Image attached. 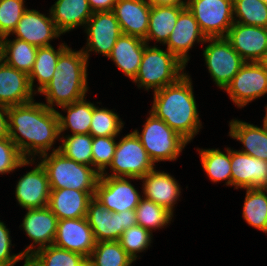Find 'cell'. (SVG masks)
Wrapping results in <instances>:
<instances>
[{"label": "cell", "instance_id": "6da1fadb", "mask_svg": "<svg viewBox=\"0 0 267 266\" xmlns=\"http://www.w3.org/2000/svg\"><path fill=\"white\" fill-rule=\"evenodd\" d=\"M8 116L10 139L25 159H37L59 150V146L54 145L60 141L56 110L33 100L8 107Z\"/></svg>", "mask_w": 267, "mask_h": 266}, {"label": "cell", "instance_id": "7a4b0ae2", "mask_svg": "<svg viewBox=\"0 0 267 266\" xmlns=\"http://www.w3.org/2000/svg\"><path fill=\"white\" fill-rule=\"evenodd\" d=\"M150 112L191 143L203 127L196 103L193 81L185 73L176 82L153 93Z\"/></svg>", "mask_w": 267, "mask_h": 266}, {"label": "cell", "instance_id": "3957f363", "mask_svg": "<svg viewBox=\"0 0 267 266\" xmlns=\"http://www.w3.org/2000/svg\"><path fill=\"white\" fill-rule=\"evenodd\" d=\"M88 66L89 62L83 51L68 46L58 58L51 81L39 93L46 99L42 103L57 110L85 98L89 90Z\"/></svg>", "mask_w": 267, "mask_h": 266}, {"label": "cell", "instance_id": "277c9868", "mask_svg": "<svg viewBox=\"0 0 267 266\" xmlns=\"http://www.w3.org/2000/svg\"><path fill=\"white\" fill-rule=\"evenodd\" d=\"M146 45L137 75L132 81L137 88L156 92L176 82L186 73V65L167 48Z\"/></svg>", "mask_w": 267, "mask_h": 266}, {"label": "cell", "instance_id": "5b68a950", "mask_svg": "<svg viewBox=\"0 0 267 266\" xmlns=\"http://www.w3.org/2000/svg\"><path fill=\"white\" fill-rule=\"evenodd\" d=\"M44 167L51 189L88 191L93 197L100 174L92 167L78 163L54 151L37 157Z\"/></svg>", "mask_w": 267, "mask_h": 266}, {"label": "cell", "instance_id": "8992f818", "mask_svg": "<svg viewBox=\"0 0 267 266\" xmlns=\"http://www.w3.org/2000/svg\"><path fill=\"white\" fill-rule=\"evenodd\" d=\"M142 124L141 132L134 129L150 160L158 162L176 161L189 143L171 129L162 119L150 111Z\"/></svg>", "mask_w": 267, "mask_h": 266}, {"label": "cell", "instance_id": "52a82bcc", "mask_svg": "<svg viewBox=\"0 0 267 266\" xmlns=\"http://www.w3.org/2000/svg\"><path fill=\"white\" fill-rule=\"evenodd\" d=\"M155 167L140 139L132 131L117 141L109 170L106 169L100 176L142 178Z\"/></svg>", "mask_w": 267, "mask_h": 266}, {"label": "cell", "instance_id": "ba28073f", "mask_svg": "<svg viewBox=\"0 0 267 266\" xmlns=\"http://www.w3.org/2000/svg\"><path fill=\"white\" fill-rule=\"evenodd\" d=\"M203 60L214 84L225 90L245 61L225 37L206 38ZM208 44V45H207Z\"/></svg>", "mask_w": 267, "mask_h": 266}, {"label": "cell", "instance_id": "9c48e42d", "mask_svg": "<svg viewBox=\"0 0 267 266\" xmlns=\"http://www.w3.org/2000/svg\"><path fill=\"white\" fill-rule=\"evenodd\" d=\"M206 38L225 37L234 23L233 0H186Z\"/></svg>", "mask_w": 267, "mask_h": 266}, {"label": "cell", "instance_id": "30bf717a", "mask_svg": "<svg viewBox=\"0 0 267 266\" xmlns=\"http://www.w3.org/2000/svg\"><path fill=\"white\" fill-rule=\"evenodd\" d=\"M230 100L239 109L267 94V68L263 62H245L225 88Z\"/></svg>", "mask_w": 267, "mask_h": 266}, {"label": "cell", "instance_id": "8fae6325", "mask_svg": "<svg viewBox=\"0 0 267 266\" xmlns=\"http://www.w3.org/2000/svg\"><path fill=\"white\" fill-rule=\"evenodd\" d=\"M86 219L96 242L118 241L127 228L137 224L135 210L111 212L94 197L89 201Z\"/></svg>", "mask_w": 267, "mask_h": 266}, {"label": "cell", "instance_id": "7c38bea8", "mask_svg": "<svg viewBox=\"0 0 267 266\" xmlns=\"http://www.w3.org/2000/svg\"><path fill=\"white\" fill-rule=\"evenodd\" d=\"M135 180L140 178L100 176L94 198L111 212L135 210L143 197L131 182Z\"/></svg>", "mask_w": 267, "mask_h": 266}, {"label": "cell", "instance_id": "4fadbf2b", "mask_svg": "<svg viewBox=\"0 0 267 266\" xmlns=\"http://www.w3.org/2000/svg\"><path fill=\"white\" fill-rule=\"evenodd\" d=\"M84 32L86 33L87 42L81 50L88 62L92 52L94 54H102L107 58L116 40L122 34L121 27L113 11L93 12L85 25Z\"/></svg>", "mask_w": 267, "mask_h": 266}, {"label": "cell", "instance_id": "5bb4252c", "mask_svg": "<svg viewBox=\"0 0 267 266\" xmlns=\"http://www.w3.org/2000/svg\"><path fill=\"white\" fill-rule=\"evenodd\" d=\"M58 218L48 206L26 209L22 223L19 225L31 242L21 252L23 255H33L36 251L53 245L57 232Z\"/></svg>", "mask_w": 267, "mask_h": 266}, {"label": "cell", "instance_id": "9a60e30c", "mask_svg": "<svg viewBox=\"0 0 267 266\" xmlns=\"http://www.w3.org/2000/svg\"><path fill=\"white\" fill-rule=\"evenodd\" d=\"M34 164L33 169L20 176L14 188L16 202L23 210L43 208L49 204L51 188L47 173L38 160L34 159Z\"/></svg>", "mask_w": 267, "mask_h": 266}, {"label": "cell", "instance_id": "2e32d148", "mask_svg": "<svg viewBox=\"0 0 267 266\" xmlns=\"http://www.w3.org/2000/svg\"><path fill=\"white\" fill-rule=\"evenodd\" d=\"M225 39L245 62H263L267 56V28L234 22Z\"/></svg>", "mask_w": 267, "mask_h": 266}, {"label": "cell", "instance_id": "e0dca14e", "mask_svg": "<svg viewBox=\"0 0 267 266\" xmlns=\"http://www.w3.org/2000/svg\"><path fill=\"white\" fill-rule=\"evenodd\" d=\"M26 41L36 47L52 45L51 42L61 38L62 34L56 28L50 12L44 14L40 10L27 9L11 36Z\"/></svg>", "mask_w": 267, "mask_h": 266}, {"label": "cell", "instance_id": "ac0fdd59", "mask_svg": "<svg viewBox=\"0 0 267 266\" xmlns=\"http://www.w3.org/2000/svg\"><path fill=\"white\" fill-rule=\"evenodd\" d=\"M205 40L206 37L201 32L198 22L186 7L179 14L176 25L163 46L187 66L191 57L189 51L195 44H204Z\"/></svg>", "mask_w": 267, "mask_h": 266}, {"label": "cell", "instance_id": "d6986e66", "mask_svg": "<svg viewBox=\"0 0 267 266\" xmlns=\"http://www.w3.org/2000/svg\"><path fill=\"white\" fill-rule=\"evenodd\" d=\"M96 244L86 217L58 220L53 245L89 258Z\"/></svg>", "mask_w": 267, "mask_h": 266}, {"label": "cell", "instance_id": "ffe728a7", "mask_svg": "<svg viewBox=\"0 0 267 266\" xmlns=\"http://www.w3.org/2000/svg\"><path fill=\"white\" fill-rule=\"evenodd\" d=\"M143 197L163 206L174 215L176 203L180 201L182 187L169 172L156 167L140 178Z\"/></svg>", "mask_w": 267, "mask_h": 266}, {"label": "cell", "instance_id": "44dd1931", "mask_svg": "<svg viewBox=\"0 0 267 266\" xmlns=\"http://www.w3.org/2000/svg\"><path fill=\"white\" fill-rule=\"evenodd\" d=\"M231 186L267 188V161L231 149Z\"/></svg>", "mask_w": 267, "mask_h": 266}, {"label": "cell", "instance_id": "7402d4cb", "mask_svg": "<svg viewBox=\"0 0 267 266\" xmlns=\"http://www.w3.org/2000/svg\"><path fill=\"white\" fill-rule=\"evenodd\" d=\"M29 75L7 65L0 59V105H22L35 100Z\"/></svg>", "mask_w": 267, "mask_h": 266}, {"label": "cell", "instance_id": "603a6c76", "mask_svg": "<svg viewBox=\"0 0 267 266\" xmlns=\"http://www.w3.org/2000/svg\"><path fill=\"white\" fill-rule=\"evenodd\" d=\"M150 10L151 5L147 0H117L112 11L123 34L145 39Z\"/></svg>", "mask_w": 267, "mask_h": 266}, {"label": "cell", "instance_id": "cb8c5ba5", "mask_svg": "<svg viewBox=\"0 0 267 266\" xmlns=\"http://www.w3.org/2000/svg\"><path fill=\"white\" fill-rule=\"evenodd\" d=\"M146 45L144 39L122 33L107 58L113 61L124 76L133 81L140 67Z\"/></svg>", "mask_w": 267, "mask_h": 266}, {"label": "cell", "instance_id": "d4e9b609", "mask_svg": "<svg viewBox=\"0 0 267 266\" xmlns=\"http://www.w3.org/2000/svg\"><path fill=\"white\" fill-rule=\"evenodd\" d=\"M48 11L62 35L78 27L84 29L93 14L88 0H56Z\"/></svg>", "mask_w": 267, "mask_h": 266}, {"label": "cell", "instance_id": "484cf974", "mask_svg": "<svg viewBox=\"0 0 267 266\" xmlns=\"http://www.w3.org/2000/svg\"><path fill=\"white\" fill-rule=\"evenodd\" d=\"M88 191L75 189H51L48 207L58 220L86 217L89 201Z\"/></svg>", "mask_w": 267, "mask_h": 266}, {"label": "cell", "instance_id": "4316f807", "mask_svg": "<svg viewBox=\"0 0 267 266\" xmlns=\"http://www.w3.org/2000/svg\"><path fill=\"white\" fill-rule=\"evenodd\" d=\"M229 127L228 136L243 145L238 151L267 161V132L263 126L233 118Z\"/></svg>", "mask_w": 267, "mask_h": 266}, {"label": "cell", "instance_id": "83f0119b", "mask_svg": "<svg viewBox=\"0 0 267 266\" xmlns=\"http://www.w3.org/2000/svg\"><path fill=\"white\" fill-rule=\"evenodd\" d=\"M66 113L56 110L60 135L89 134L93 116V103L87 97L60 107ZM68 133H66V132ZM66 133V134H65Z\"/></svg>", "mask_w": 267, "mask_h": 266}, {"label": "cell", "instance_id": "f1b7e54d", "mask_svg": "<svg viewBox=\"0 0 267 266\" xmlns=\"http://www.w3.org/2000/svg\"><path fill=\"white\" fill-rule=\"evenodd\" d=\"M186 6H153L151 5L149 27L144 41L149 45L155 42L164 45L172 33L179 14Z\"/></svg>", "mask_w": 267, "mask_h": 266}, {"label": "cell", "instance_id": "f546056e", "mask_svg": "<svg viewBox=\"0 0 267 266\" xmlns=\"http://www.w3.org/2000/svg\"><path fill=\"white\" fill-rule=\"evenodd\" d=\"M55 49L54 46L38 47L36 59L33 68L29 74V82L32 90L36 96L45 88L51 81L53 73L56 70V64L60 54L68 47L67 43L58 44ZM37 81V84L35 83Z\"/></svg>", "mask_w": 267, "mask_h": 266}, {"label": "cell", "instance_id": "4dcf8cb0", "mask_svg": "<svg viewBox=\"0 0 267 266\" xmlns=\"http://www.w3.org/2000/svg\"><path fill=\"white\" fill-rule=\"evenodd\" d=\"M10 35L0 39V59L15 69L30 74L37 55L38 47L26 41L9 38Z\"/></svg>", "mask_w": 267, "mask_h": 266}, {"label": "cell", "instance_id": "1f68e13d", "mask_svg": "<svg viewBox=\"0 0 267 266\" xmlns=\"http://www.w3.org/2000/svg\"><path fill=\"white\" fill-rule=\"evenodd\" d=\"M202 169L213 183L225 181L231 187V148L225 147L223 152L219 148H196Z\"/></svg>", "mask_w": 267, "mask_h": 266}, {"label": "cell", "instance_id": "d6a6232c", "mask_svg": "<svg viewBox=\"0 0 267 266\" xmlns=\"http://www.w3.org/2000/svg\"><path fill=\"white\" fill-rule=\"evenodd\" d=\"M246 191L242 217L256 230L267 234V189L245 188Z\"/></svg>", "mask_w": 267, "mask_h": 266}, {"label": "cell", "instance_id": "836d02e7", "mask_svg": "<svg viewBox=\"0 0 267 266\" xmlns=\"http://www.w3.org/2000/svg\"><path fill=\"white\" fill-rule=\"evenodd\" d=\"M137 224L147 229L153 234L157 231L170 226L174 215L163 206L142 197L135 209Z\"/></svg>", "mask_w": 267, "mask_h": 266}, {"label": "cell", "instance_id": "e575fe53", "mask_svg": "<svg viewBox=\"0 0 267 266\" xmlns=\"http://www.w3.org/2000/svg\"><path fill=\"white\" fill-rule=\"evenodd\" d=\"M124 125L125 122L114 108L99 107L93 102V116L89 130L92 137H120Z\"/></svg>", "mask_w": 267, "mask_h": 266}, {"label": "cell", "instance_id": "d590c367", "mask_svg": "<svg viewBox=\"0 0 267 266\" xmlns=\"http://www.w3.org/2000/svg\"><path fill=\"white\" fill-rule=\"evenodd\" d=\"M92 141L90 134L60 135L58 151L78 163L92 166Z\"/></svg>", "mask_w": 267, "mask_h": 266}, {"label": "cell", "instance_id": "8d00e7d4", "mask_svg": "<svg viewBox=\"0 0 267 266\" xmlns=\"http://www.w3.org/2000/svg\"><path fill=\"white\" fill-rule=\"evenodd\" d=\"M89 258L95 266H132L135 263L119 241L96 242Z\"/></svg>", "mask_w": 267, "mask_h": 266}, {"label": "cell", "instance_id": "74e56055", "mask_svg": "<svg viewBox=\"0 0 267 266\" xmlns=\"http://www.w3.org/2000/svg\"><path fill=\"white\" fill-rule=\"evenodd\" d=\"M233 18L243 25L267 28V4L262 0H233Z\"/></svg>", "mask_w": 267, "mask_h": 266}, {"label": "cell", "instance_id": "f35d334b", "mask_svg": "<svg viewBox=\"0 0 267 266\" xmlns=\"http://www.w3.org/2000/svg\"><path fill=\"white\" fill-rule=\"evenodd\" d=\"M152 240L153 234L136 224L127 228L118 241L127 254L136 262L141 258L139 253L146 252L152 246Z\"/></svg>", "mask_w": 267, "mask_h": 266}, {"label": "cell", "instance_id": "ab89813d", "mask_svg": "<svg viewBox=\"0 0 267 266\" xmlns=\"http://www.w3.org/2000/svg\"><path fill=\"white\" fill-rule=\"evenodd\" d=\"M41 266H80L85 256L66 249L49 245L32 255Z\"/></svg>", "mask_w": 267, "mask_h": 266}, {"label": "cell", "instance_id": "60d3db41", "mask_svg": "<svg viewBox=\"0 0 267 266\" xmlns=\"http://www.w3.org/2000/svg\"><path fill=\"white\" fill-rule=\"evenodd\" d=\"M29 165H34V159H25L10 138L0 139V175L14 173Z\"/></svg>", "mask_w": 267, "mask_h": 266}, {"label": "cell", "instance_id": "b9f144b4", "mask_svg": "<svg viewBox=\"0 0 267 266\" xmlns=\"http://www.w3.org/2000/svg\"><path fill=\"white\" fill-rule=\"evenodd\" d=\"M26 0H0V39L11 35L28 9Z\"/></svg>", "mask_w": 267, "mask_h": 266}, {"label": "cell", "instance_id": "7bdbcfd3", "mask_svg": "<svg viewBox=\"0 0 267 266\" xmlns=\"http://www.w3.org/2000/svg\"><path fill=\"white\" fill-rule=\"evenodd\" d=\"M118 137H93L92 167L101 175L112 162Z\"/></svg>", "mask_w": 267, "mask_h": 266}, {"label": "cell", "instance_id": "ee69618b", "mask_svg": "<svg viewBox=\"0 0 267 266\" xmlns=\"http://www.w3.org/2000/svg\"><path fill=\"white\" fill-rule=\"evenodd\" d=\"M5 221L0 220V265L1 266H15L16 263L22 261L24 256L22 252L12 253V239L10 236V228H7ZM12 248V249H11Z\"/></svg>", "mask_w": 267, "mask_h": 266}, {"label": "cell", "instance_id": "f6af8a7d", "mask_svg": "<svg viewBox=\"0 0 267 266\" xmlns=\"http://www.w3.org/2000/svg\"><path fill=\"white\" fill-rule=\"evenodd\" d=\"M10 138L8 107L0 105V139Z\"/></svg>", "mask_w": 267, "mask_h": 266}, {"label": "cell", "instance_id": "bcb514c9", "mask_svg": "<svg viewBox=\"0 0 267 266\" xmlns=\"http://www.w3.org/2000/svg\"><path fill=\"white\" fill-rule=\"evenodd\" d=\"M92 12L112 11L117 0H88Z\"/></svg>", "mask_w": 267, "mask_h": 266}, {"label": "cell", "instance_id": "7dc6e473", "mask_svg": "<svg viewBox=\"0 0 267 266\" xmlns=\"http://www.w3.org/2000/svg\"><path fill=\"white\" fill-rule=\"evenodd\" d=\"M153 6H186V0H147Z\"/></svg>", "mask_w": 267, "mask_h": 266}, {"label": "cell", "instance_id": "c3c4849f", "mask_svg": "<svg viewBox=\"0 0 267 266\" xmlns=\"http://www.w3.org/2000/svg\"><path fill=\"white\" fill-rule=\"evenodd\" d=\"M22 260H24L23 266H41L32 255H24Z\"/></svg>", "mask_w": 267, "mask_h": 266}, {"label": "cell", "instance_id": "681fc988", "mask_svg": "<svg viewBox=\"0 0 267 266\" xmlns=\"http://www.w3.org/2000/svg\"><path fill=\"white\" fill-rule=\"evenodd\" d=\"M264 130L267 132V104L265 106V116L263 117V124Z\"/></svg>", "mask_w": 267, "mask_h": 266}, {"label": "cell", "instance_id": "f907efd6", "mask_svg": "<svg viewBox=\"0 0 267 266\" xmlns=\"http://www.w3.org/2000/svg\"><path fill=\"white\" fill-rule=\"evenodd\" d=\"M80 266H95V264L90 260V258H85Z\"/></svg>", "mask_w": 267, "mask_h": 266}, {"label": "cell", "instance_id": "816d5d0a", "mask_svg": "<svg viewBox=\"0 0 267 266\" xmlns=\"http://www.w3.org/2000/svg\"><path fill=\"white\" fill-rule=\"evenodd\" d=\"M263 63H264V65H265L266 68H267V56H266V58L264 59Z\"/></svg>", "mask_w": 267, "mask_h": 266}]
</instances>
